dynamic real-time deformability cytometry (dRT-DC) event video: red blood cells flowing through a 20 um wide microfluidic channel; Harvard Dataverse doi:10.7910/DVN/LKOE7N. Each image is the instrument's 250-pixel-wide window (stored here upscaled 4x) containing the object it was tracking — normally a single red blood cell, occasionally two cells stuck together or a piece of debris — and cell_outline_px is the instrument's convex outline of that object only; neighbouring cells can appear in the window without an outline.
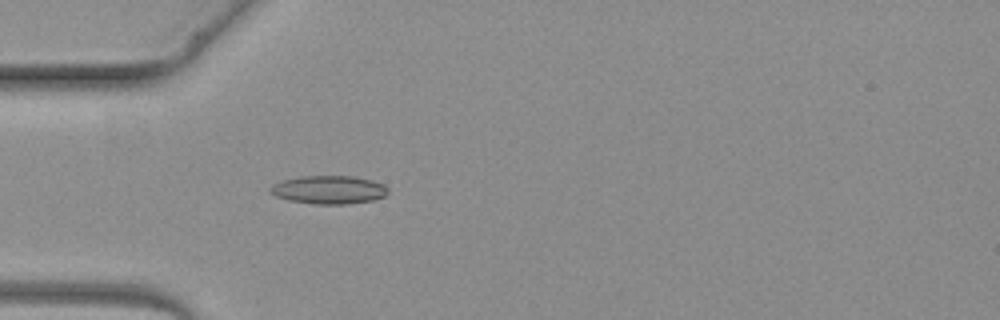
{"species": "common noctule bat (a hibernating species)", "species_latin": "Nyctalus noctula", "temperature_condition": "warm", "stored_images_in_passage": 5, "camera_frame_rate_fps": 3000, "um_per_image_px": 0.085, "animal": {"sex": "female", "body_mass_g": 19.3, "forearm_length_mm": 54.1}, "frame": {"image": 1, "passage_image": 5, "time_ms": 6.0, "image_size_px": [1000, 320], "cell_outline_px": [[388, 192], [384, 196], [372, 200], [348, 204], [316, 204], [288, 200], [276, 196], [268, 192], [268, 188], [272, 184], [284, 180], [304, 176], [352, 176], [372, 180], [384, 184], [388, 188]], "centroid_in_image_um": [27.94, 16.13], "position_along_channel_um": 57.1, "area_um2": 19.42}}